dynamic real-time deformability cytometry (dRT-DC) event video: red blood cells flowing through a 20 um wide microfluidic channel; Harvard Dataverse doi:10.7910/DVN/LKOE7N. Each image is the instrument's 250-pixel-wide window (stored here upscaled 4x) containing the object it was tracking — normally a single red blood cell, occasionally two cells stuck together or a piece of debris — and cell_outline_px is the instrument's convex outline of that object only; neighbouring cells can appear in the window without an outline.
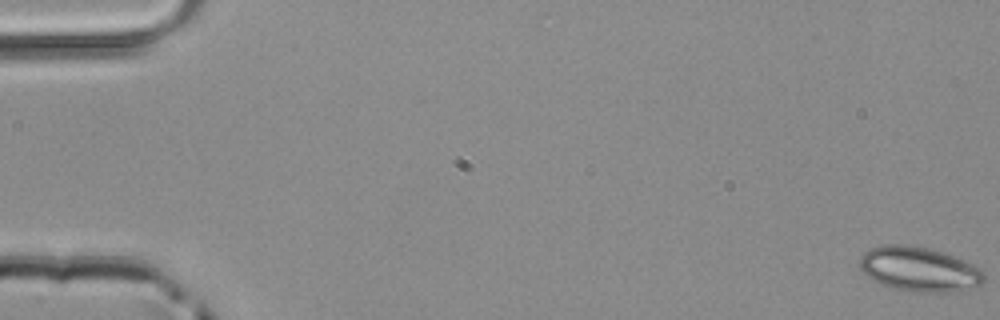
{"species": "common noctule bat (a hibernating species)", "species_latin": "Nyctalus noctula", "temperature_condition": "room temperature", "stored_images_in_passage": 52, "camera_frame_rate_fps": 3000, "um_per_image_px": 0.085, "animal": {"sex": "male", "body_mass_g": 20.4}, "frame": {"image": 1, "passage_image": 1, "time_ms": 0.0, "image_size_px": [1000, 320], "cell_outline_px": [[984, 284], [948, 292], [908, 292], [872, 280], [860, 268], [860, 256], [864, 252], [872, 248], [888, 244], [904, 244], [928, 248], [964, 260], [980, 268], [984, 272]], "centroid_in_image_um": [78.13, 22.88], "position_along_channel_um": 6.9, "area_um2": 31.96}}
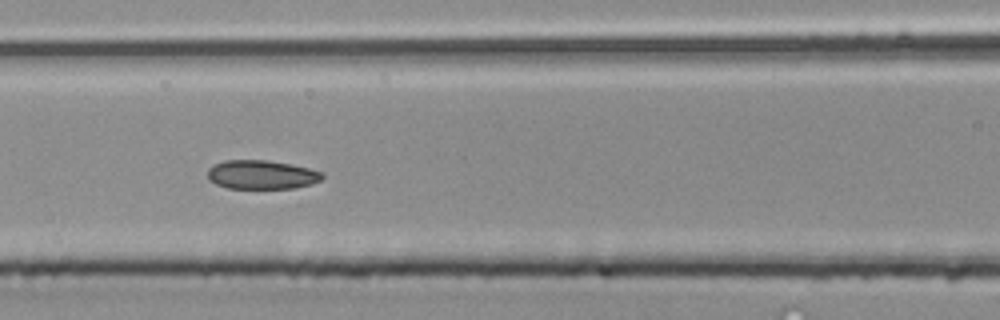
{"frame": {"image": 2, "passage_image": 23, "time_ms": 7.333, "image_size_px": [1000, 320], "cell_outline_px": [[324, 176], [320, 180], [312, 184], [292, 188], [228, 188], [216, 184], [208, 180], [208, 168], [224, 160], [268, 160], [292, 164], [324, 172]], "centroid_in_image_um": [22.25, 14.84], "position_along_channel_um": 144.4, "area_um2": 19.36}}
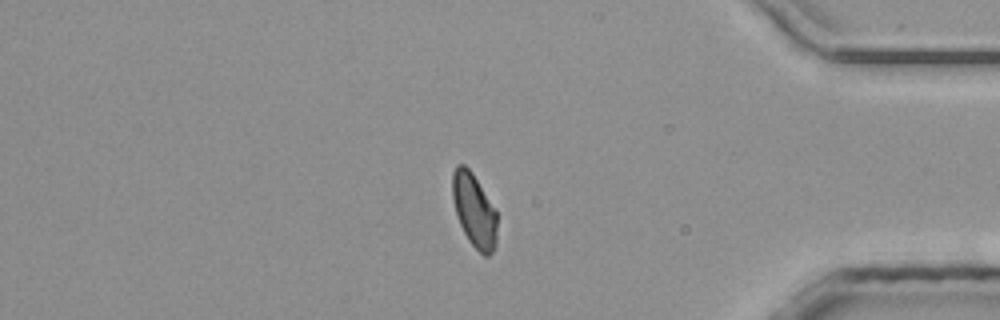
{"frame": {"image": 3, "passage_image": 43, "time_ms": 14.0, "image_size_px": [1000, 320], "cell_outline_px": [[496, 248], [488, 256], [484, 256], [468, 240], [460, 224], [452, 200], [452, 172], [456, 164], [464, 164], [472, 172], [496, 212]], "centroid_in_image_um": [40.28, 17.87], "position_along_channel_um": 394.9, "area_um2": 18.96}}